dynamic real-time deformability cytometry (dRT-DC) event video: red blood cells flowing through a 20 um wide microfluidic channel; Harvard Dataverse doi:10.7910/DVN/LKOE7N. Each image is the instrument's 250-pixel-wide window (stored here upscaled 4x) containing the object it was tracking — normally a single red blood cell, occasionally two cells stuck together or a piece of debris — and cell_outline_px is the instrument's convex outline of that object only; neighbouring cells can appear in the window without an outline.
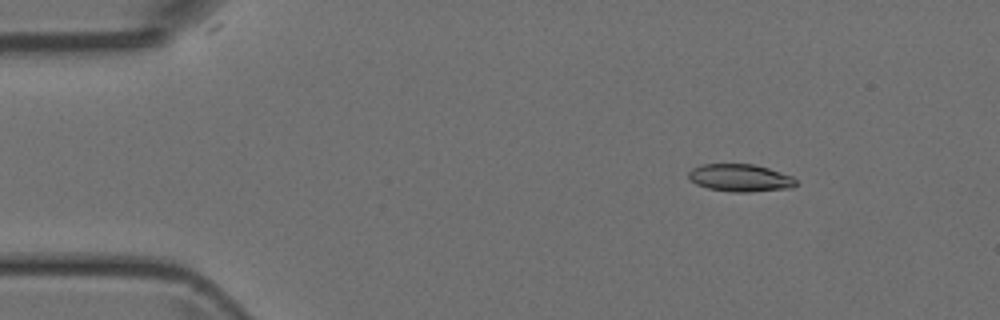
{"species": "Egyptian fruit bat (a non-hibernating species)", "species_latin": "Rousettus aegyptiacus", "temperature_condition": "room temperature", "stored_images_in_passage": 4, "camera_frame_rate_fps": 3000, "um_per_image_px": 0.085, "animal": {"sex": "female"}, "frame": {"image": 1, "passage_image": 2, "time_ms": 1.0, "image_size_px": [1000, 320], "cell_outline_px": [[796, 184], [792, 188], [748, 192], [732, 192], [708, 188], [696, 184], [688, 180], [688, 172], [692, 168], [700, 164], [756, 164], [792, 176], [796, 180]], "centroid_in_image_um": [62.88, 15.11], "position_along_channel_um": 22.1, "area_um2": 17.34}}